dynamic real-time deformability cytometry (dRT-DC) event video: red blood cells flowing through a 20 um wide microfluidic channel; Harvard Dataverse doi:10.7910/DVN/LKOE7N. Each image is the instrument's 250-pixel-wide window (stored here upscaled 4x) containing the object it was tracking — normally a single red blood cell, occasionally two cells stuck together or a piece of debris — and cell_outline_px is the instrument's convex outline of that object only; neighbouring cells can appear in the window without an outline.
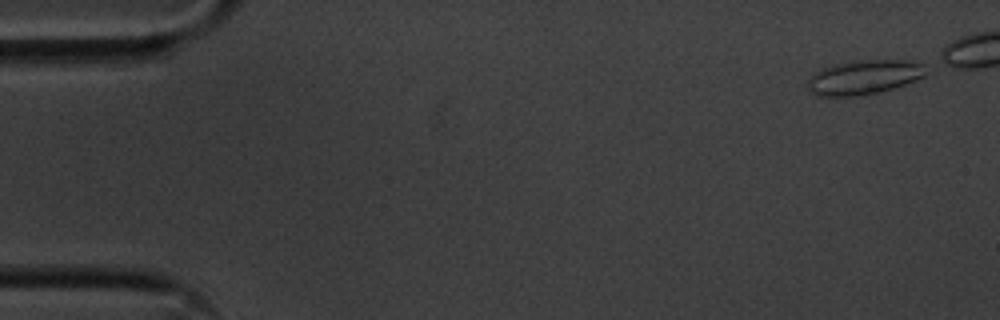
{"species": "common noctule bat (a hibernating species)", "species_latin": "Nyctalus noctula", "temperature_condition": "cold", "stored_images_in_passage": 13, "camera_frame_rate_fps": 3000, "um_per_image_px": 0.085, "animal": {"sex": "male", "body_mass_g": 20.1, "forearm_length_mm": 53.5}, "frame": {"image": 1, "passage_image": 1, "time_ms": 0.0, "image_size_px": [1000, 320], "cell_outline_px": [[924, 76], [916, 80], [892, 88], [876, 92], [856, 96], [816, 96], [808, 88], [808, 80], [812, 72], [820, 68], [832, 64], [852, 60], [904, 60], [924, 64]], "centroid_in_image_um": [73.36, 6.55], "position_along_channel_um": 11.6, "area_um2": 23.7}}